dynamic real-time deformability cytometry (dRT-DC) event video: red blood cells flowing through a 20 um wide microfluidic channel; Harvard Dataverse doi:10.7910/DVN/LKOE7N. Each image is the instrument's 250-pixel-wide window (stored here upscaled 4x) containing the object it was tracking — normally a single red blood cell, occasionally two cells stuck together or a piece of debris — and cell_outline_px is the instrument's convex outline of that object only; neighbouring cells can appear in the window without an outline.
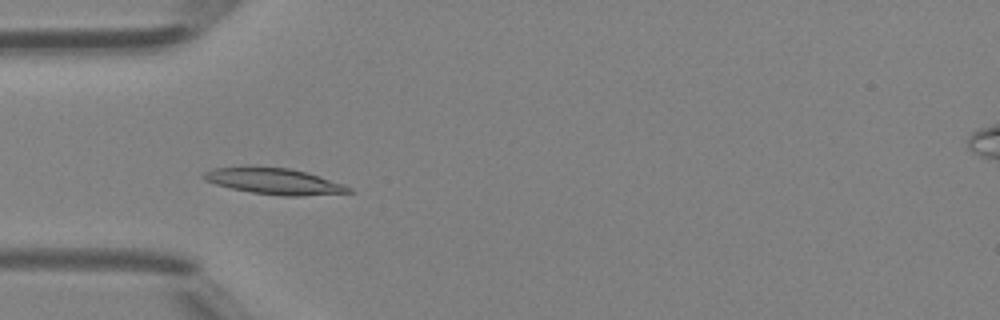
{"species": "Egyptian fruit bat (a non-hibernating species)", "species_latin": "Rousettus aegyptiacus", "temperature_condition": "room temperature", "stored_images_in_passage": 47, "camera_frame_rate_fps": 3000, "um_per_image_px": 0.085, "animal": {"sex": "female"}, "frame": {"image": 1, "passage_image": 14, "time_ms": 4.333, "image_size_px": [1000, 320], "cell_outline_px": [[356, 192], [300, 196], [284, 196], [252, 192], [232, 188], [216, 184], [204, 180], [200, 176], [204, 172], [212, 168], [252, 164], [288, 168], [304, 172], [344, 184], [352, 188]], "centroid_in_image_um": [23.24, 15.37], "position_along_channel_um": 61.8, "area_um2": 22.54}}
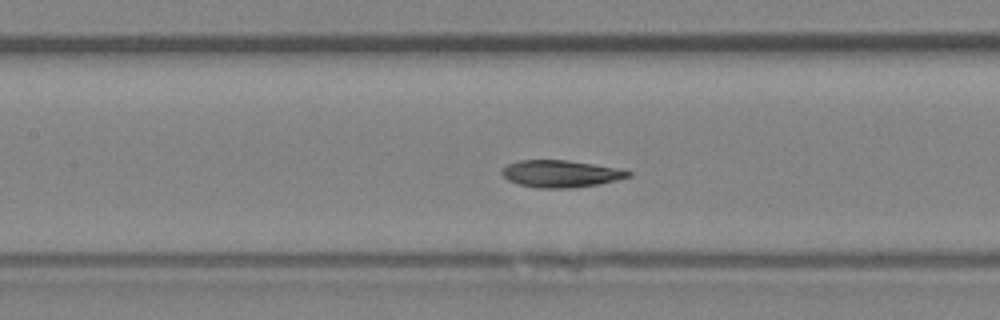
{"frame": {"image": 2, "passage_image": 21, "time_ms": 6.667, "image_size_px": [1000, 320], "cell_outline_px": [[632, 176], [616, 180], [596, 184], [568, 188], [536, 188], [520, 184], [508, 180], [500, 172], [508, 164], [520, 160], [568, 160], [616, 168], [632, 172]], "centroid_in_image_um": [47.64, 14.76], "position_along_channel_um": 159.8, "area_um2": 19.65}}
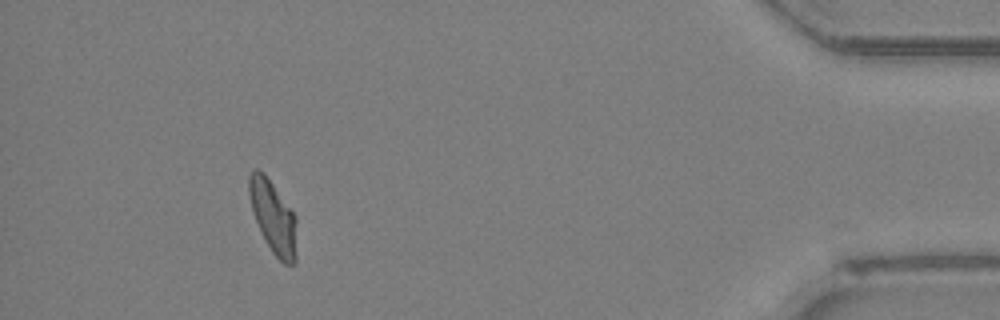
{"frame": {"image": 3, "passage_image": 43, "time_ms": 14.0, "image_size_px": [1000, 320], "cell_outline_px": [[296, 264], [284, 264], [272, 252], [252, 212], [248, 196], [248, 176], [256, 168], [264, 172], [296, 216]], "centroid_in_image_um": [23.22, 18.43], "position_along_channel_um": 412.0, "area_um2": 20.06}, "authors_computed_cell_mechanics": {"area_um2": 20.1144, "velocity_mm_per_s": 4.2894, "shape_relaxation_time_tau1_ms": 6.9452, "shape_relaxation_time_tau2_ms": 2.2867, "deformation_change_tau1": 0.2236, "deformation_change_tau2": 0.0837}}